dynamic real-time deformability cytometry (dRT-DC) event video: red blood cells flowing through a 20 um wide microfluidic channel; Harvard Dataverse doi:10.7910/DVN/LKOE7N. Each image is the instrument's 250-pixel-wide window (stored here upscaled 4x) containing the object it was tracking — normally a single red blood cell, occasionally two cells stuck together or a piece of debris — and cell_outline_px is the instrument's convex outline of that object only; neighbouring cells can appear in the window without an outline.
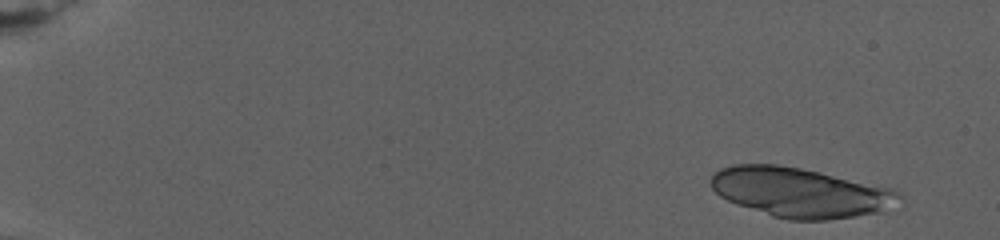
{"species": "human", "species_latin": "Homo sapiens", "temperature_condition": "warm", "stored_images_in_passage": 52, "segment_of_instrument_passage": [1, 2], "camera_frame_rate_fps": 3000, "um_per_image_px": 0.085, "donor": {"sex": "female"}, "frame": {"image": 1, "passage_image": 3, "time_ms": 1.667, "image_size_px": [1000, 240], "cell_outline_px": [[904, 196], [884, 212], [828, 220], [788, 220], [772, 216], [736, 204], [720, 196], [712, 188], [712, 176], [720, 168], [732, 164], [776, 164], [800, 168], [892, 188]], "centroid_in_image_um": [68.03, 16.37], "position_along_channel_um": 17.0, "area_um2": 54.27}}
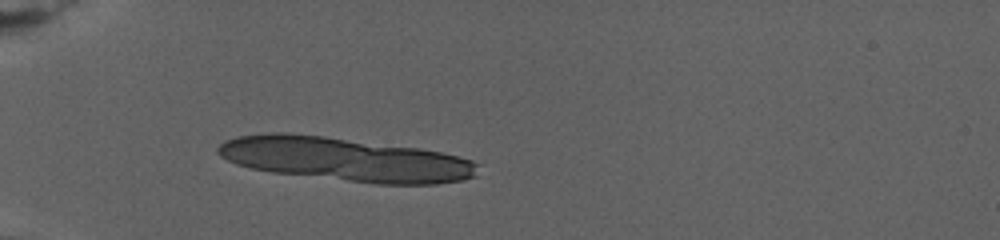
{"frame": {"image": 2, "passage_image": 11, "time_ms": 8.333, "image_size_px": [1000, 240], "cell_outline_px": [[476, 176], [464, 180], [436, 184], [376, 184], [272, 172], [252, 168], [236, 164], [220, 156], [216, 152], [216, 148], [224, 140], [236, 136], [272, 132], [288, 132], [324, 136], [416, 148], [440, 152], [472, 160], [476, 164]], "centroid_in_image_um": [29.29, 13.54], "position_along_channel_um": 55.7, "area_um2": 66.07}}